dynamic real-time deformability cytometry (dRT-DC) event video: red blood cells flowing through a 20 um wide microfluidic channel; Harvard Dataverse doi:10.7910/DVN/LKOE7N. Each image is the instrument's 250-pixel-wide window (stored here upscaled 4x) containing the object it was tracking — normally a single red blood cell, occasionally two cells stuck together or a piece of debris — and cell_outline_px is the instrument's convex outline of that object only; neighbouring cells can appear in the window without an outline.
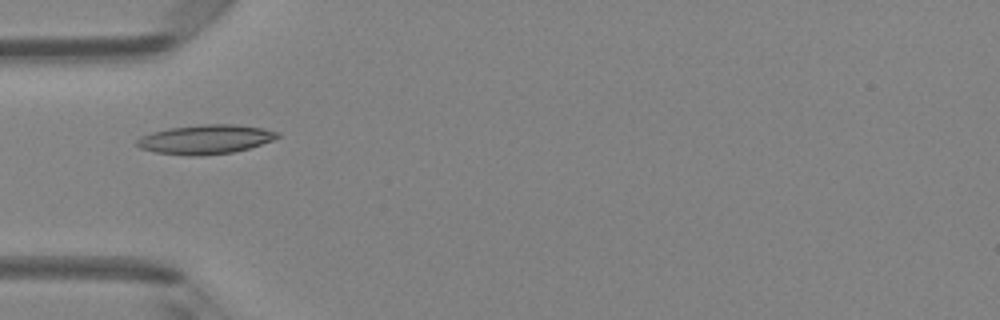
{"species": "Egyptian fruit bat (a non-hibernating species)", "species_latin": "Rousettus aegyptiacus", "temperature_condition": "room temperature", "stored_images_in_passage": 34, "camera_frame_rate_fps": 3000, "um_per_image_px": 0.085, "animal": {"sex": "female"}, "frame": {"image": 1, "passage_image": 1, "time_ms": 0.0, "image_size_px": [1000, 320], "cell_outline_px": [[280, 136], [272, 140], [248, 148], [232, 152], [200, 156], [188, 156], [156, 152], [140, 148], [136, 144], [136, 140], [140, 136], [152, 132], [168, 128], [204, 124], [232, 124], [264, 128], [280, 132]], "centroid_in_image_um": [17.45, 11.84], "position_along_channel_um": 67.5, "area_um2": 23.93}}
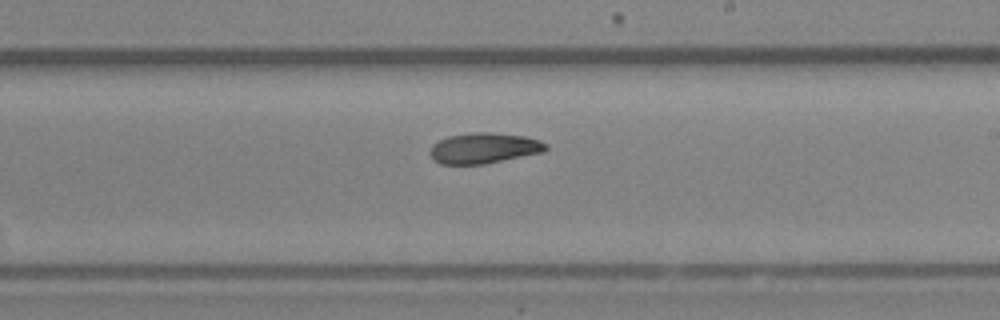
{"frame": {"image": 2, "passage_image": 14, "time_ms": 4.333, "image_size_px": [1000, 320], "cell_outline_px": [[548, 148], [544, 152], [484, 164], [440, 164], [432, 160], [428, 152], [432, 144], [448, 136], [472, 132], [492, 132], [524, 136], [540, 140], [548, 144]], "centroid_in_image_um": [41.12, 12.59], "position_along_channel_um": 247.9, "area_um2": 20.92}}
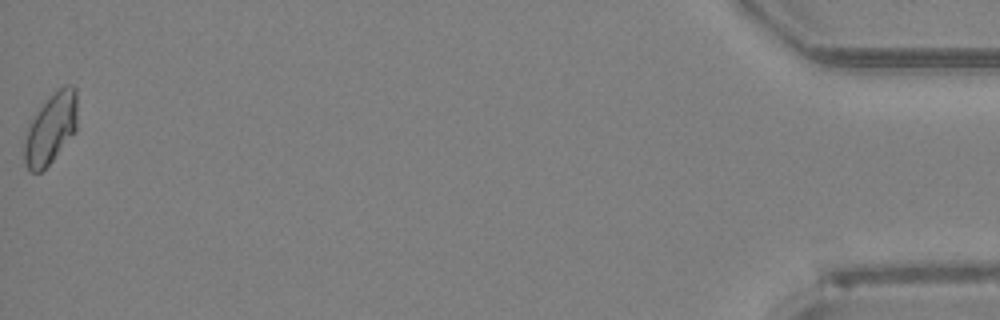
{"frame": {"image": 3, "passage_image": 34, "time_ms": 11.0, "image_size_px": [1000, 320], "cell_outline_px": [[76, 132], [52, 160], [40, 172], [32, 172], [28, 168], [24, 160], [24, 144], [28, 128], [36, 112], [64, 84], [72, 84], [76, 88]], "centroid_in_image_um": [4.33, 10.94], "position_along_channel_um": 430.9, "area_um2": 21.27}, "authors_computed_cell_mechanics": {"area_um2": 20.6346, "velocity_mm_per_s": 4.1916, "shape_relaxation_time_tau1_ms": 8.4284, "shape_relaxation_time_tau2_ms": 8.3866, "deformation_change_tau1": 0.1689, "deformation_change_tau2": 0.1403}}